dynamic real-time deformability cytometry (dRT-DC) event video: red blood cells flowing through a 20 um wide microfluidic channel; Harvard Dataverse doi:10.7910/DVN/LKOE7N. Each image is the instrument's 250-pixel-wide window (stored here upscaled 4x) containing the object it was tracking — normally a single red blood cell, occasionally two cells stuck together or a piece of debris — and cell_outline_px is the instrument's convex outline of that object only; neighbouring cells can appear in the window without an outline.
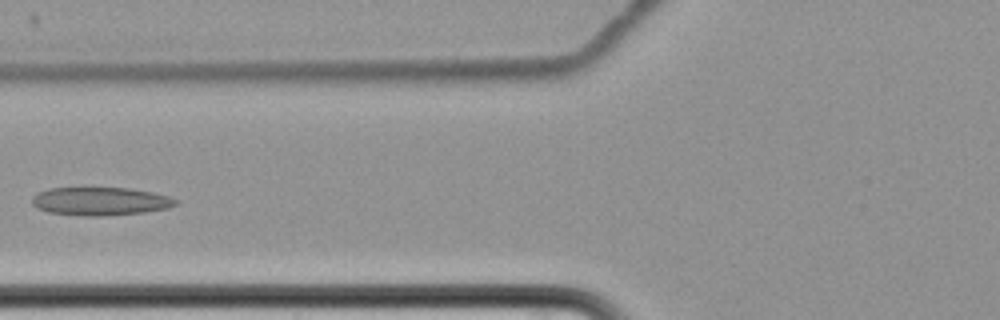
{"species": "common noctule bat (a hibernating species)", "species_latin": "Nyctalus noctula", "temperature_condition": "cold", "stored_images_in_passage": 8, "camera_frame_rate_fps": 3000, "um_per_image_px": 0.085, "animal": {"sex": "female", "body_mass_g": 22.7, "forearm_length_mm": 54.2}, "frame": {"image": 1, "passage_image": 8, "time_ms": 9.333, "image_size_px": [1000, 320], "cell_outline_px": [[180, 204], [168, 208], [144, 212], [104, 216], [88, 216], [48, 212], [36, 208], [32, 204], [32, 196], [48, 188], [128, 188], [152, 192], [168, 196], [180, 200]], "centroid_in_image_um": [8.56, 17.11], "position_along_channel_um": 117.2, "area_um2": 23.7}}